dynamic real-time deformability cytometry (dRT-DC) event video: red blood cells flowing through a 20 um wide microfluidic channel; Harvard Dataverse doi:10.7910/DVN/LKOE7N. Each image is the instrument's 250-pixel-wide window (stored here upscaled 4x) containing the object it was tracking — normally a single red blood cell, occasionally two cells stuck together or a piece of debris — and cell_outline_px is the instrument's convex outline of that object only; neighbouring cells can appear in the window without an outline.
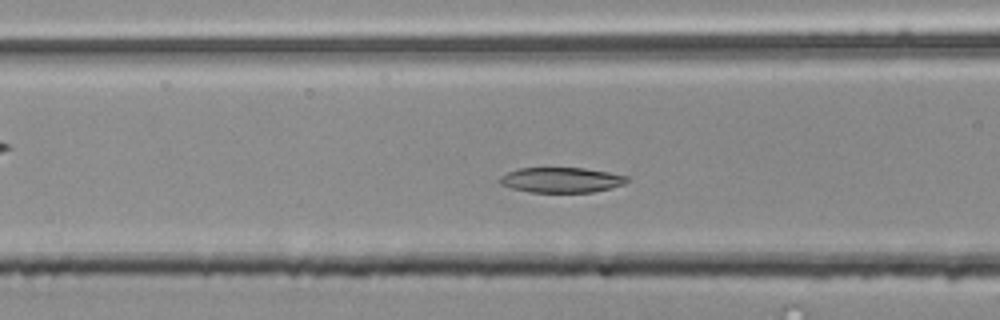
{"species": "common noctule bat (a hibernating species)", "species_latin": "Nyctalus noctula", "temperature_condition": "room temperature", "stored_images_in_passage": 49, "camera_frame_rate_fps": 3000, "um_per_image_px": 0.085, "animal": {"sex": "male", "body_mass_g": 20.4}, "frame": {"image": 1, "passage_image": 16, "time_ms": 5.0, "image_size_px": [1000, 320], "cell_outline_px": [[628, 180], [624, 184], [612, 188], [592, 192], [528, 192], [512, 188], [500, 184], [496, 180], [500, 176], [508, 172], [520, 168], [584, 168], [608, 172], [628, 176]], "centroid_in_image_um": [47.69, 15.3], "position_along_channel_um": 118.9, "area_um2": 18.73}}
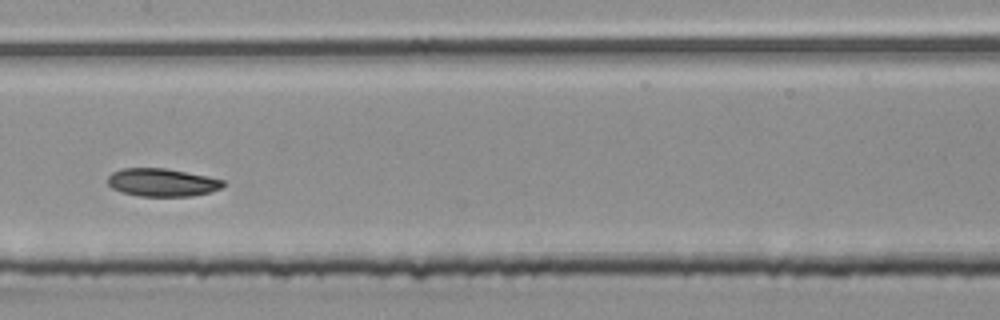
{"frame": {"image": 2, "passage_image": 22, "time_ms": 7.0, "image_size_px": [1000, 320], "cell_outline_px": [[224, 184], [220, 188], [208, 192], [188, 196], [140, 196], [120, 192], [112, 188], [108, 184], [108, 176], [112, 172], [120, 168], [164, 168], [208, 176], [224, 180]], "centroid_in_image_um": [13.73, 15.5], "position_along_channel_um": 193.7, "area_um2": 18.73}}
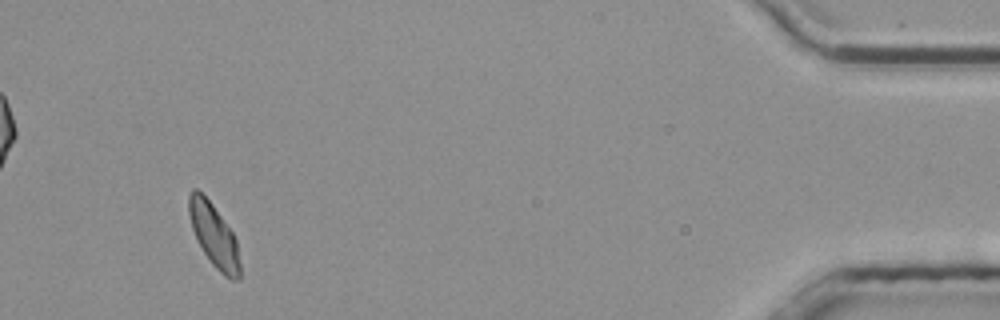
{"frame": {"image": 3, "passage_image": 46, "time_ms": 15.0, "image_size_px": [1000, 320], "cell_outline_px": [[240, 280], [232, 280], [224, 276], [212, 264], [196, 240], [192, 228], [188, 212], [188, 196], [192, 188], [196, 188], [212, 204], [232, 232], [236, 240], [240, 264]], "centroid_in_image_um": [18.17, 20.02], "position_along_channel_um": 417.0, "area_um2": 18.67}, "authors_computed_cell_mechanics": {"area_um2": 19.1318, "velocity_mm_per_s": 3.728, "shape_relaxation_time_tau1_ms": 3.7355, "shape_relaxation_time_tau2_ms": 3.3402, "deformation_change_tau1": 0.0852, "deformation_change_tau2": 0.0799}}